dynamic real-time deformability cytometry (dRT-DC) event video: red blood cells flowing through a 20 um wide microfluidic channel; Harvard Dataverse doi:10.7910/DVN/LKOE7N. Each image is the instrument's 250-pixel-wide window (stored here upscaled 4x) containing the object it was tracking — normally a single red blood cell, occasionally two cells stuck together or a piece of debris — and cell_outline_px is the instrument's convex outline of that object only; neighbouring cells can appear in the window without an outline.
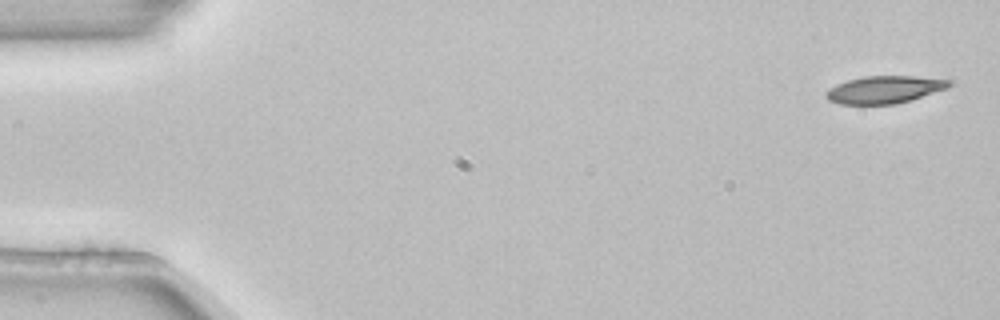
{"species": "common noctule bat (a hibernating species)", "species_latin": "Nyctalus noctula", "temperature_condition": "room temperature", "stored_images_in_passage": 4, "camera_frame_rate_fps": 3000, "um_per_image_px": 0.085, "animal": {"sex": "female", "body_mass_g": 22.7, "forearm_length_mm": 54.2}, "frame": {"image": 1, "passage_image": 1, "time_ms": 0.0, "image_size_px": [1000, 320], "cell_outline_px": [[952, 84], [948, 88], [912, 100], [896, 104], [840, 104], [828, 100], [824, 96], [824, 92], [828, 88], [836, 84], [848, 80], [864, 76], [912, 76], [952, 80]], "centroid_in_image_um": [75.16, 7.62], "position_along_channel_um": 9.8, "area_um2": 19.88}}
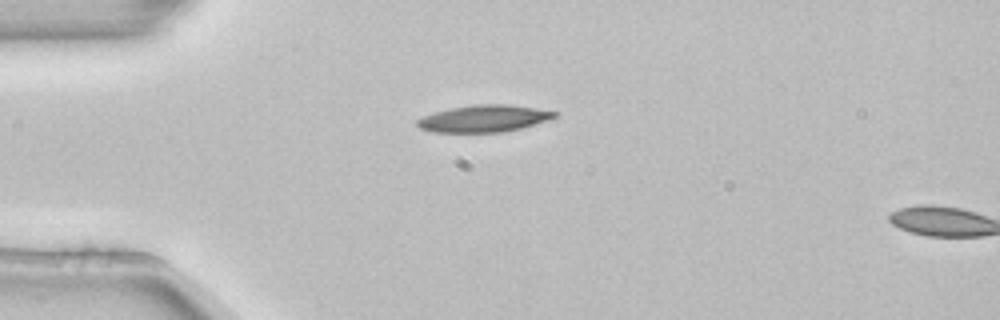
{"frame": {"image": 2, "passage_image": 3, "time_ms": 0.667, "image_size_px": [1000, 320], "cell_outline_px": [[556, 116], [548, 120], [520, 128], [504, 132], [432, 132], [420, 128], [416, 124], [416, 120], [424, 116], [436, 112], [452, 108], [476, 104], [508, 104], [536, 108], [556, 112]], "centroid_in_image_um": [41.12, 10.08], "position_along_channel_um": 43.9, "area_um2": 21.33}}